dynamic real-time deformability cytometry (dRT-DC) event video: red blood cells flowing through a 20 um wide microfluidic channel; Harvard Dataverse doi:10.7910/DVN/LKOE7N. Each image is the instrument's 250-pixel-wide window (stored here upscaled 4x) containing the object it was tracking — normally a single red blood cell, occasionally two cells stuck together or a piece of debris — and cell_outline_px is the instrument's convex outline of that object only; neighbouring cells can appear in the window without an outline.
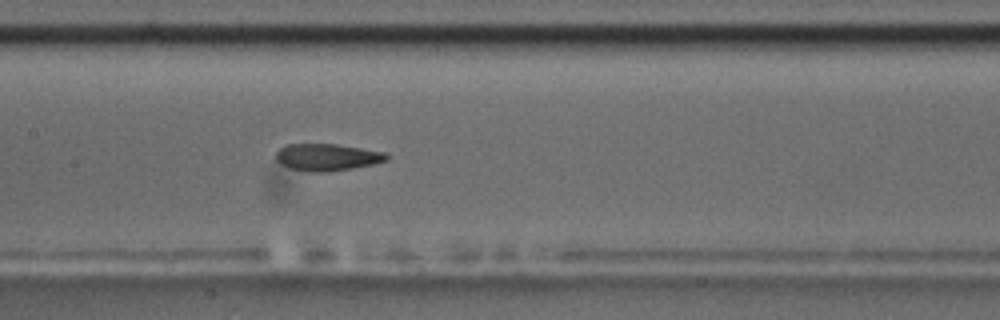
{"species": "common noctule bat (a hibernating species)", "species_latin": "Nyctalus noctula", "temperature_condition": "room temperature", "stored_images_in_passage": 57, "camera_frame_rate_fps": 3000, "um_per_image_px": 0.085, "animal": {"sex": "male", "body_mass_g": 17.5, "forearm_length_mm": 52.3}, "frame": {"image": 1, "passage_image": 28, "time_ms": 9.0, "image_size_px": [1000, 320], "cell_outline_px": [[388, 160], [372, 164], [352, 168], [328, 172], [308, 172], [288, 168], [280, 164], [276, 160], [276, 152], [280, 148], [288, 144], [336, 144], [384, 152], [388, 156]], "centroid_in_image_um": [27.76, 13.37], "position_along_channel_um": 179.6, "area_um2": 17.4}}
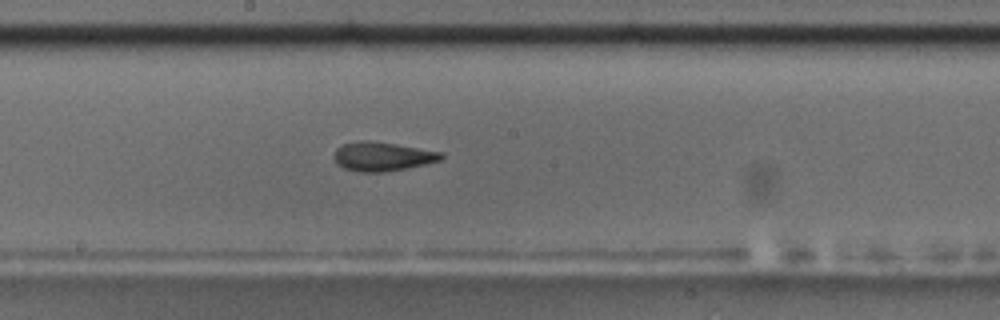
{"frame": {"image": 2, "passage_image": 31, "time_ms": 10.0, "image_size_px": [1000, 320], "cell_outline_px": [[444, 156], [440, 160], [424, 164], [384, 172], [360, 172], [344, 168], [336, 164], [336, 148], [344, 144], [360, 140], [368, 140], [396, 144], [444, 152]], "centroid_in_image_um": [32.52, 13.29], "position_along_channel_um": 215.7, "area_um2": 17.92}}
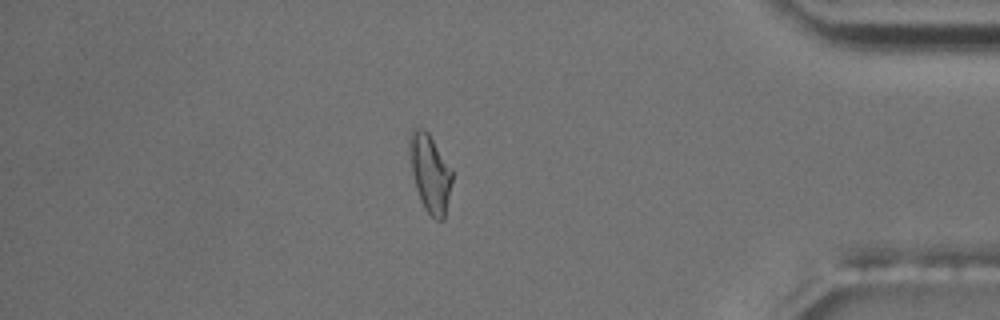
{"frame": {"image": 3, "passage_image": 49, "time_ms": 16.0, "image_size_px": [1000, 320], "cell_outline_px": [[452, 180], [444, 220], [436, 220], [424, 208], [420, 200], [416, 188], [412, 172], [408, 148], [408, 136], [412, 128], [424, 128], [428, 132], [452, 172]], "centroid_in_image_um": [36.52, 14.7], "position_along_channel_um": 398.7, "area_um2": 19.13}, "authors_computed_cell_mechanics": {"area_um2": 17.9758, "velocity_mm_per_s": 3.6177, "shape_relaxation_time_tau1_ms": 8.7585, "shape_relaxation_time_tau2_ms": 2.3325, "deformation_change_tau1": 0.2146, "deformation_change_tau2": 0.0807}}